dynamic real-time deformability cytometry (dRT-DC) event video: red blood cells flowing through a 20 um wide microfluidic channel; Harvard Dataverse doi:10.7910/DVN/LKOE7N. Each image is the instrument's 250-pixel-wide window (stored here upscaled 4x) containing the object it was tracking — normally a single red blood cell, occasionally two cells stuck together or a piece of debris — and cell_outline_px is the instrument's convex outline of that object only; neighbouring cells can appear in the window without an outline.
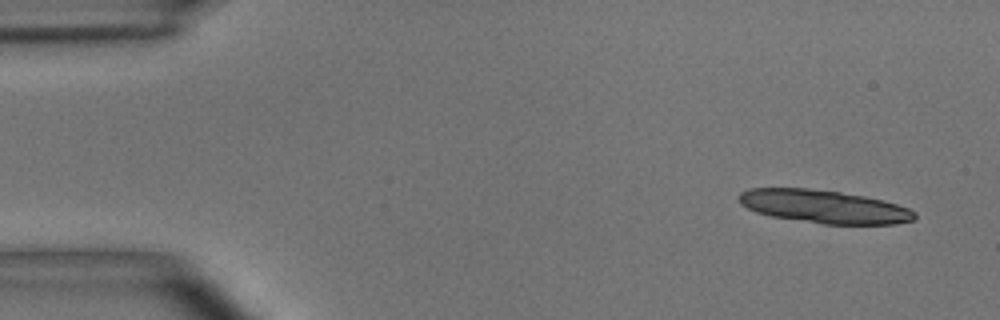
{"species": "common noctule bat (a hibernating species)", "species_latin": "Nyctalus noctula", "temperature_condition": "room temperature", "stored_images_in_passage": 15, "camera_frame_rate_fps": 3000, "um_per_image_px": 0.085, "animal": {"sex": "male", "body_mass_g": 15.6}, "frame": {"image": 1, "passage_image": 3, "time_ms": 0.667, "image_size_px": [1000, 320], "cell_outline_px": [[916, 216], [912, 220], [896, 224], [824, 224], [772, 216], [756, 212], [740, 204], [736, 196], [740, 192], [748, 188], [808, 188], [840, 192], [864, 196], [896, 204], [908, 208], [916, 212]], "centroid_in_image_um": [69.99, 17.55], "position_along_channel_um": 15.0, "area_um2": 33.81}}